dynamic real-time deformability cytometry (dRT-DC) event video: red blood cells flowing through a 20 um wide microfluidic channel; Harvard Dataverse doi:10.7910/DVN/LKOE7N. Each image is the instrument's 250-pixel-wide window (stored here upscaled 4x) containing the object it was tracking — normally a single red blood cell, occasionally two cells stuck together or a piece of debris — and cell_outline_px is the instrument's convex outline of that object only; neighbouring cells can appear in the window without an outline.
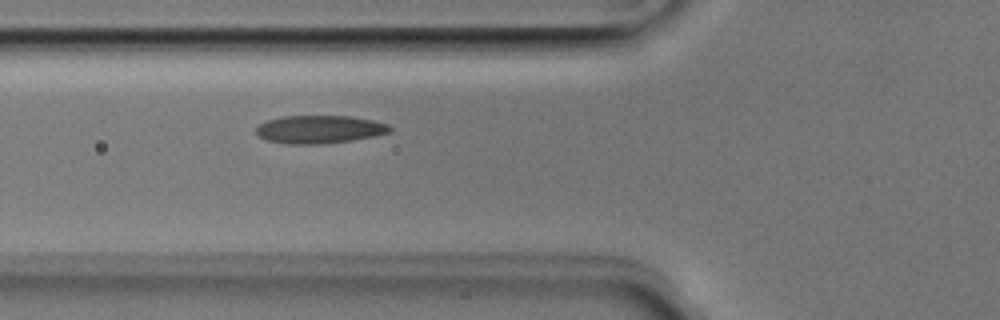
{"species": "Egyptian fruit bat (a non-hibernating species)", "species_latin": "Rousettus aegyptiacus", "temperature_condition": "room temperature", "stored_images_in_passage": 35, "camera_frame_rate_fps": 3000, "um_per_image_px": 0.085, "animal": {"sex": "male"}, "frame": {"image": 1, "passage_image": 4, "time_ms": 1.0, "image_size_px": [1000, 320], "cell_outline_px": [[392, 132], [352, 140], [320, 144], [284, 144], [264, 140], [256, 132], [256, 128], [260, 124], [268, 120], [280, 116], [352, 116], [372, 120], [388, 124], [392, 128]], "centroid_in_image_um": [27.14, 11.0], "position_along_channel_um": 98.7, "area_um2": 21.91}}
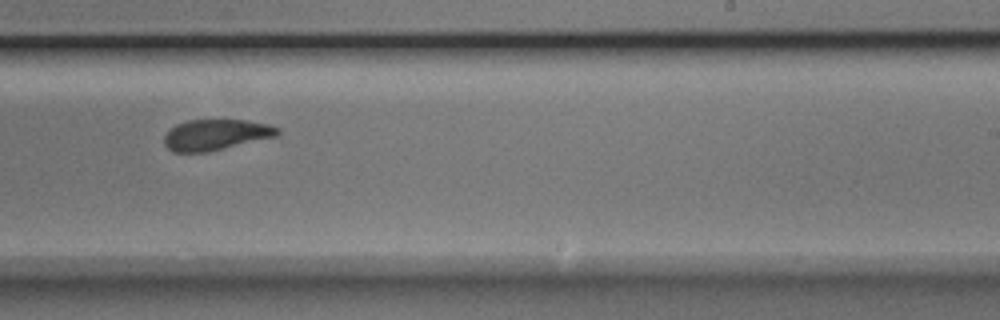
{"frame": {"image": 2, "passage_image": 17, "time_ms": 5.333, "image_size_px": [1000, 320], "cell_outline_px": [[280, 132], [276, 136], [208, 152], [172, 152], [164, 144], [164, 136], [176, 124], [188, 120], [248, 120], [268, 124], [280, 128]], "centroid_in_image_um": [18.35, 11.45], "position_along_channel_um": 270.7, "area_um2": 20.29}}
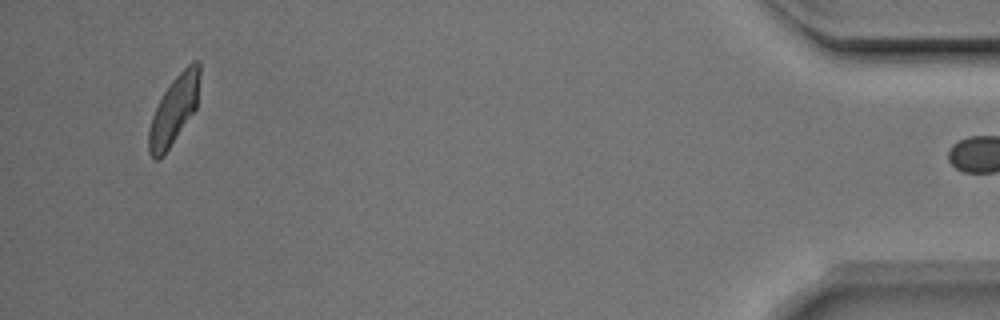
{"frame": {"image": 3, "passage_image": 34, "time_ms": 11.0, "image_size_px": [1000, 320], "cell_outline_px": [[200, 76], [196, 108], [164, 156], [156, 160], [148, 152], [148, 128], [152, 116], [164, 92], [172, 80], [192, 60], [196, 60], [200, 64]], "centroid_in_image_um": [14.78, 9.36], "position_along_channel_um": 420.4, "area_um2": 20.17}, "authors_computed_cell_mechanics": {"area_um2": 21.4438, "velocity_mm_per_s": 3.9777, "shape_relaxation_time_tau1_ms": 3.5866, "shape_relaxation_time_tau2_ms": 1.3944, "deformation_change_tau1": 0.123, "deformation_change_tau2": 0.0651}}